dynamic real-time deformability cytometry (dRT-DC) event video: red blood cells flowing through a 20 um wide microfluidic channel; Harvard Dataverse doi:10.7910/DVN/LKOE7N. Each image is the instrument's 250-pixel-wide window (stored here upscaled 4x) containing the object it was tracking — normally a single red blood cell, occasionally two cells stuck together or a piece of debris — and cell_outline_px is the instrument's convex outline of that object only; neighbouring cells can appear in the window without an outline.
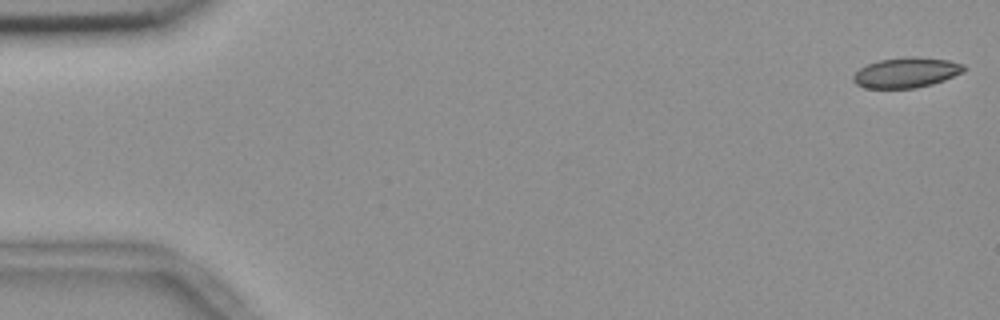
{"species": "common noctule bat (a hibernating species)", "species_latin": "Nyctalus noctula", "temperature_condition": "room temperature", "stored_images_in_passage": 55, "camera_frame_rate_fps": 3000, "um_per_image_px": 0.085, "animal": {"sex": "female", "body_mass_g": 18.4}, "frame": {"image": 1, "passage_image": 1, "time_ms": 0.0, "image_size_px": [1000, 320], "cell_outline_px": [[964, 72], [944, 80], [932, 84], [916, 88], [864, 88], [856, 84], [852, 80], [852, 76], [860, 68], [868, 64], [880, 60], [908, 56], [916, 56], [948, 60], [964, 64]], "centroid_in_image_um": [77.03, 6.17], "position_along_channel_um": 8.0, "area_um2": 19.54}}
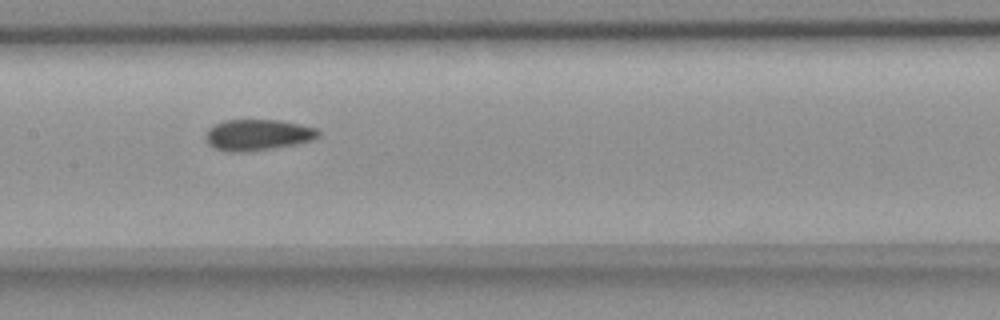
{"frame": {"image": 2, "passage_image": 27, "time_ms": 8.667, "image_size_px": [1000, 320], "cell_outline_px": [[320, 136], [312, 140], [296, 144], [248, 152], [228, 152], [212, 148], [204, 140], [204, 136], [208, 128], [224, 120], [280, 120], [300, 124], [316, 128], [320, 132]], "centroid_in_image_um": [21.87, 11.47], "position_along_channel_um": 185.5, "area_um2": 20.69}}
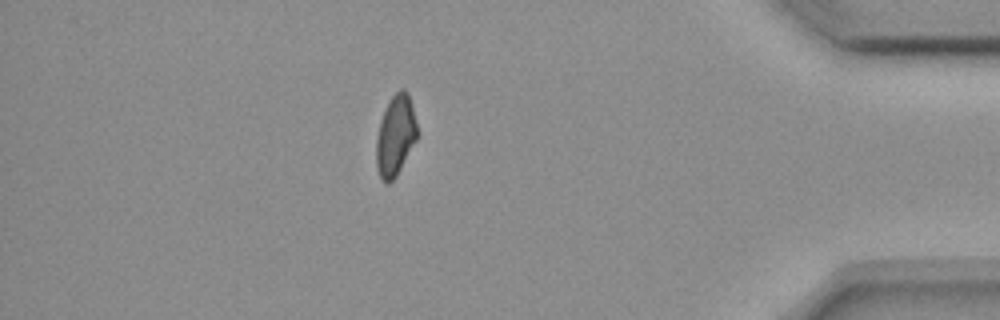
{"frame": {"image": 3, "passage_image": 48, "time_ms": 15.667, "image_size_px": [1000, 320], "cell_outline_px": [[420, 136], [396, 176], [388, 184], [380, 176], [376, 164], [376, 140], [380, 120], [392, 96], [400, 88], [404, 88], [408, 92]], "centroid_in_image_um": [33.65, 11.52], "position_along_channel_um": 401.6, "area_um2": 19.31}, "authors_computed_cell_mechanics": {"area_um2": 19.9988, "velocity_mm_per_s": 3.6723, "shape_relaxation_time_tau1_ms": 10.7108, "shape_relaxation_time_tau2_ms": 2.283, "deformation_change_tau1": 0.1381, "deformation_change_tau2": 0.0761}}